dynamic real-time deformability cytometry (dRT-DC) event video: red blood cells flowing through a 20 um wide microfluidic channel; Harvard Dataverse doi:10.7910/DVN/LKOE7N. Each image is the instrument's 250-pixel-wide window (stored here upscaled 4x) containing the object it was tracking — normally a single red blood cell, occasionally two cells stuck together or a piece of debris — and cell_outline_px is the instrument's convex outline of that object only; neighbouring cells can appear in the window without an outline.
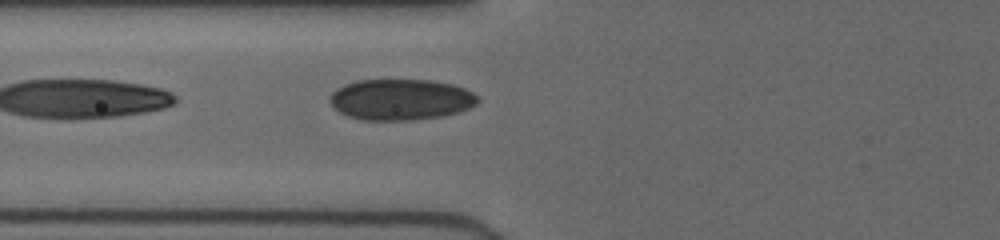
{"species": "human", "species_latin": "Homo sapiens", "temperature_condition": "cold", "stored_images_in_passage": 25, "camera_frame_rate_fps": 3000, "um_per_image_px": 0.085, "donor": {"sex": "female"}, "frame": {"image": 1, "passage_image": 8, "time_ms": 3.667, "image_size_px": [1000, 240], "cell_outline_px": [[480, 100], [476, 104], [460, 112], [440, 116], [412, 120], [360, 120], [348, 116], [340, 112], [328, 100], [332, 92], [336, 88], [344, 84], [356, 80], [432, 80], [452, 84], [464, 88], [472, 92]], "centroid_in_image_um": [34.05, 8.46], "position_along_channel_um": 91.8, "area_um2": 35.43}}
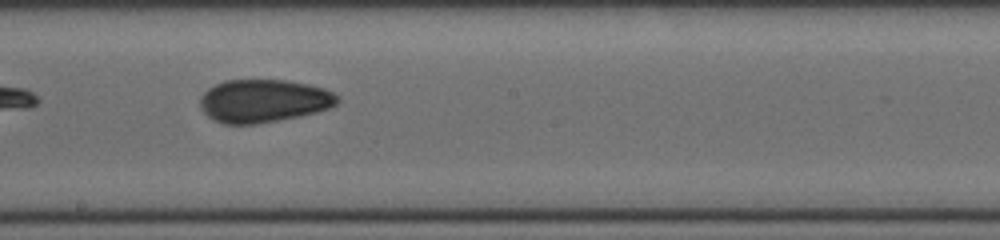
{"frame": {"image": 2, "passage_image": 15, "time_ms": 7.0, "image_size_px": [1000, 240], "cell_outline_px": [[340, 100], [336, 104], [328, 108], [316, 112], [300, 116], [256, 124], [224, 124], [212, 120], [200, 108], [200, 96], [208, 88], [224, 80], [288, 80], [308, 84], [324, 88], [340, 96]], "centroid_in_image_um": [22.39, 8.57], "position_along_channel_um": 225.8, "area_um2": 34.62}}
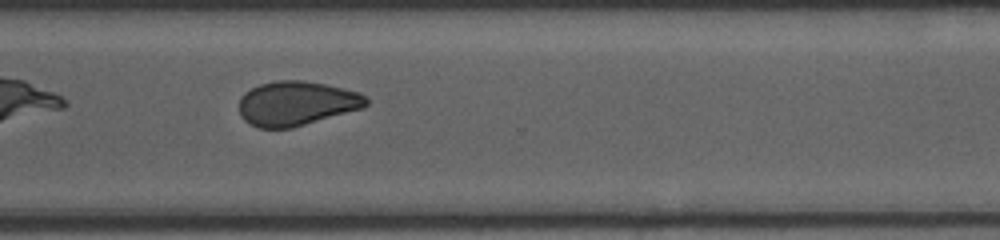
{"frame": {"image": 3, "passage_image": 21, "time_ms": 10.0, "image_size_px": [1000, 240], "cell_outline_px": [[368, 104], [364, 108], [292, 128], [260, 128], [244, 120], [240, 116], [240, 100], [244, 92], [260, 84], [276, 80], [304, 80], [324, 84], [360, 92], [368, 100]], "centroid_in_image_um": [25.22, 8.79], "position_along_channel_um": 345.4, "area_um2": 32.89}, "authors_computed_cell_mechanics": {"area_um2": 34.6222, "velocity_mm_per_s": 3.9922, "shape_relaxation_time_tau1_ms": 1.0505, "shape_relaxation_time_tau2_ms": 2.0277, "deformation_change_tau1": 0.1465, "deformation_change_tau2": 0.0666}}